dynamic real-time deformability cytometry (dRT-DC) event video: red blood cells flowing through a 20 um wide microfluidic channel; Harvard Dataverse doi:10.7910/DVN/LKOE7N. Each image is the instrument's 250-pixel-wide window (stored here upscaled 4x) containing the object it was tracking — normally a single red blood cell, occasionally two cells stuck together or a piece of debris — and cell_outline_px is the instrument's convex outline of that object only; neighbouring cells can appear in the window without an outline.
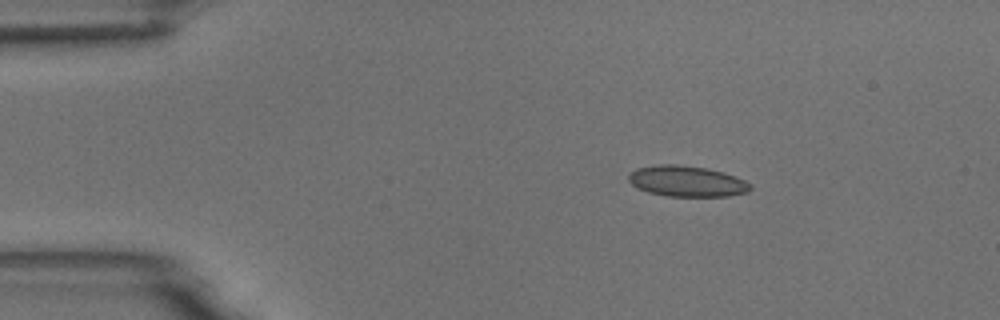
{"species": "common noctule bat (a hibernating species)", "species_latin": "Nyctalus noctula", "temperature_condition": "room temperature", "stored_images_in_passage": 47, "camera_frame_rate_fps": 3000, "um_per_image_px": 0.085, "animal": {"sex": "male", "body_mass_g": 18.8}, "frame": {"image": 1, "passage_image": 1, "time_ms": 0.0, "image_size_px": [1000, 320], "cell_outline_px": [[752, 188], [748, 192], [728, 196], [668, 196], [648, 192], [632, 184], [628, 180], [628, 176], [636, 168], [656, 164], [676, 164], [708, 168], [724, 172], [736, 176], [752, 184]], "centroid_in_image_um": [58.42, 15.39], "position_along_channel_um": 26.6, "area_um2": 21.96}}
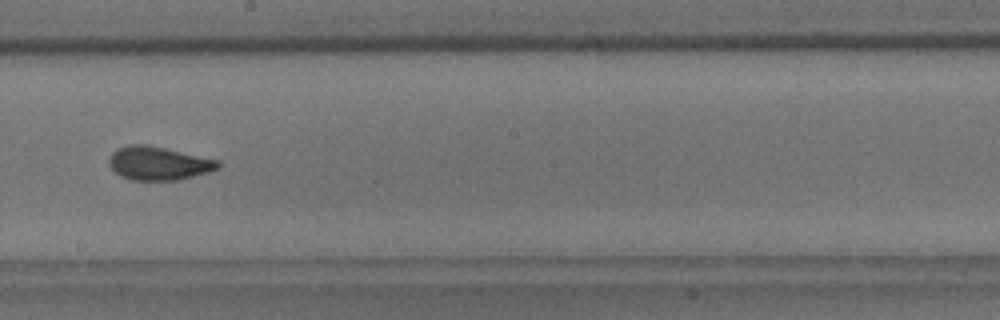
{"frame": {"image": 2, "passage_image": 23, "time_ms": 7.333, "image_size_px": [1000, 320], "cell_outline_px": [[220, 168], [208, 172], [176, 180], [128, 180], [120, 176], [108, 164], [108, 160], [112, 152], [116, 148], [128, 144], [148, 144], [220, 160]], "centroid_in_image_um": [13.45, 13.87], "position_along_channel_um": 234.7, "area_um2": 21.5}}
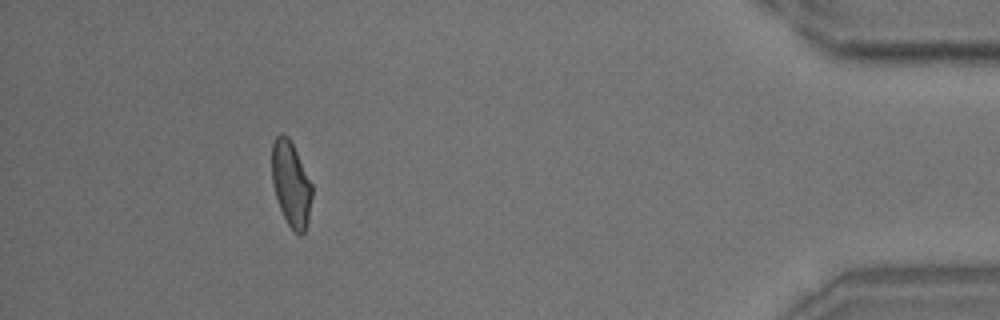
{"frame": {"image": 3, "passage_image": 42, "time_ms": 13.667, "image_size_px": [1000, 320], "cell_outline_px": [[312, 196], [308, 224], [304, 232], [300, 236], [288, 224], [280, 208], [276, 196], [272, 180], [272, 144], [276, 136], [280, 132], [284, 132], [288, 136], [312, 184]], "centroid_in_image_um": [24.74, 15.63], "position_along_channel_um": 410.5, "area_um2": 19.77}, "authors_computed_cell_mechanics": {"area_um2": 20.6924, "velocity_mm_per_s": 3.6754, "shape_relaxation_time_tau1_ms": 8.796, "shape_relaxation_time_tau2_ms": 1.2215, "deformation_change_tau1": 0.1653, "deformation_change_tau2": 0.0736}}